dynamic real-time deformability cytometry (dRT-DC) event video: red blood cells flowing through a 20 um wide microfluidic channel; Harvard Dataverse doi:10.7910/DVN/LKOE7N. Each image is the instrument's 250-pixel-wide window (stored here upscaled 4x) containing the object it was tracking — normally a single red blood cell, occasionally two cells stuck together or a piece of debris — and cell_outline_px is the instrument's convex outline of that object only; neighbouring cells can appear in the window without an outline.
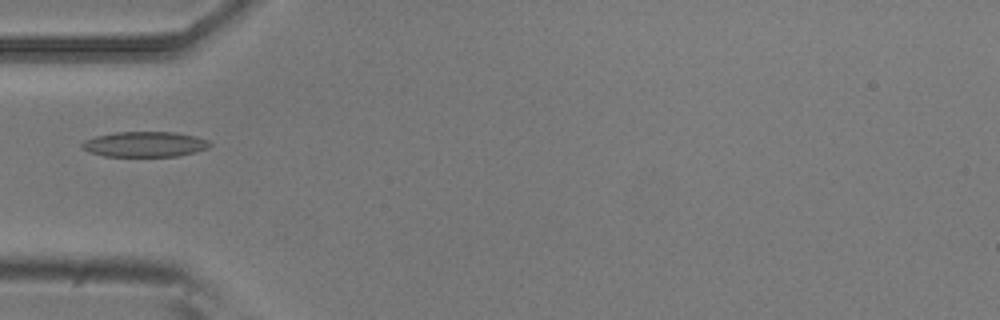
{"species": "common noctule bat (a hibernating species)", "species_latin": "Nyctalus noctula", "temperature_condition": "room temperature", "stored_images_in_passage": 3, "camera_frame_rate_fps": 3000, "um_per_image_px": 0.085, "animal": {"sex": "male", "body_mass_g": 20.5, "forearm_length_mm": 52.5}, "frame": {"image": 1, "passage_image": 3, "time_ms": 0.667, "image_size_px": [1000, 320], "cell_outline_px": [[212, 144], [208, 148], [196, 152], [176, 156], [104, 156], [80, 148], [80, 144], [84, 140], [96, 136], [116, 132], [176, 132], [196, 136], [208, 140]], "centroid_in_image_um": [12.32, 12.25], "position_along_channel_um": 72.7, "area_um2": 18.9}}